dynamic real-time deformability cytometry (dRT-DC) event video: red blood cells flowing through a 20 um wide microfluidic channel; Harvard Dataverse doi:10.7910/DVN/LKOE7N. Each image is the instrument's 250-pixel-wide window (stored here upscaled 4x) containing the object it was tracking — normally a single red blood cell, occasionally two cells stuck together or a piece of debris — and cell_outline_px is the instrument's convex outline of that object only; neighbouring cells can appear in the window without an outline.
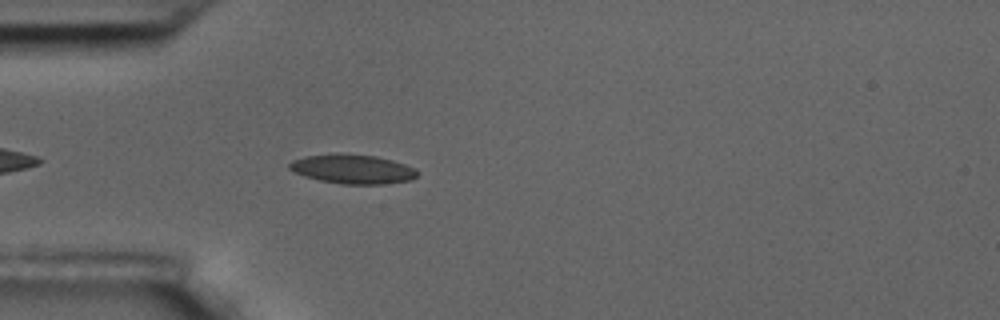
{"species": "common noctule bat (a hibernating species)", "species_latin": "Nyctalus noctula", "temperature_condition": "room temperature", "stored_images_in_passage": 26, "camera_frame_rate_fps": 3000, "um_per_image_px": 0.085, "animal": {"sex": "male", "body_mass_g": 17.5, "forearm_length_mm": 52.3}, "frame": {"image": 1, "passage_image": 4, "time_ms": 1.0, "image_size_px": [1000, 320], "cell_outline_px": [[416, 176], [412, 180], [384, 184], [340, 184], [320, 180], [304, 176], [288, 168], [288, 164], [292, 160], [304, 156], [340, 152], [376, 156], [392, 160], [416, 168]], "centroid_in_image_um": [29.95, 14.36], "position_along_channel_um": 55.0, "area_um2": 22.02}}
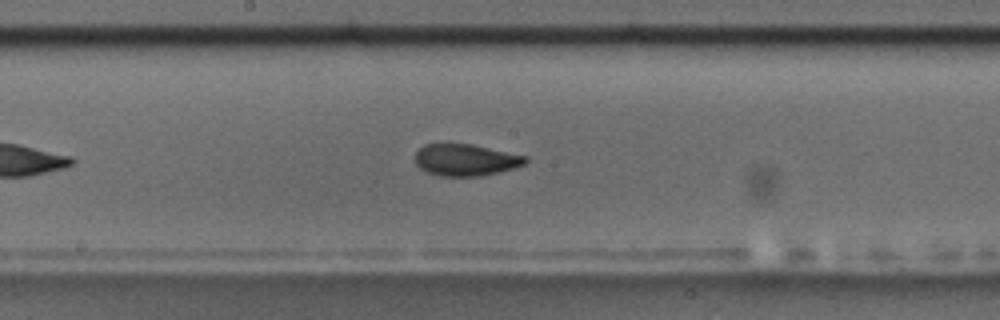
{"frame": {"image": 2, "passage_image": 18, "time_ms": 5.667, "image_size_px": [1000, 320], "cell_outline_px": [[528, 160], [524, 164], [512, 168], [480, 176], [440, 176], [428, 172], [420, 168], [416, 164], [416, 152], [424, 144], [440, 140], [472, 144], [528, 156]], "centroid_in_image_um": [39.52, 13.54], "position_along_channel_um": 208.7, "area_um2": 20.92}}
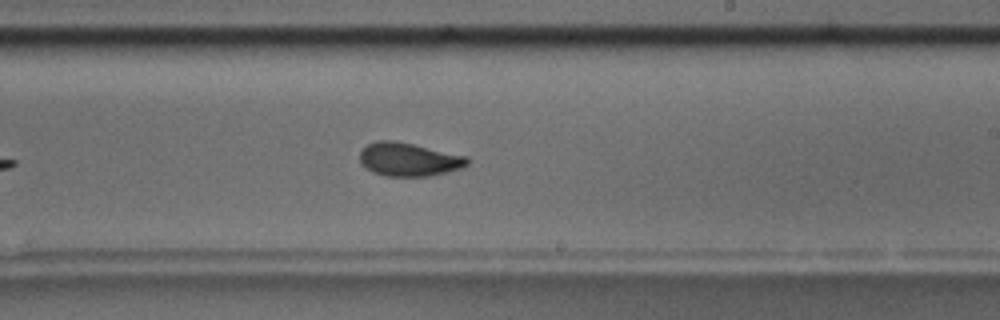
{"frame": {"image": 3, "passage_image": 22, "time_ms": 7.0, "image_size_px": [1000, 320], "cell_outline_px": [[468, 164], [460, 168], [448, 172], [428, 176], [384, 176], [372, 172], [360, 160], [360, 152], [368, 144], [376, 140], [392, 140], [412, 144], [468, 156]], "centroid_in_image_um": [34.76, 13.55], "position_along_channel_um": 254.2, "area_um2": 20.75}}